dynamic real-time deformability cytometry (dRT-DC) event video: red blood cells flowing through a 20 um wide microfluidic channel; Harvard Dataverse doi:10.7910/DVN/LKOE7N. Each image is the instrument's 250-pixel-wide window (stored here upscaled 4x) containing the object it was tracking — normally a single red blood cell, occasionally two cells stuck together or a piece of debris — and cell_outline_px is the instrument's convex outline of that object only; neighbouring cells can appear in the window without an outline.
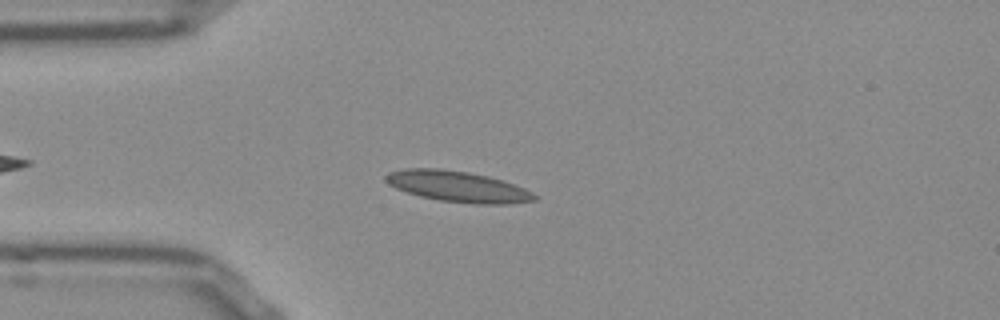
{"species": "Egyptian fruit bat (a non-hibernating species)", "species_latin": "Rousettus aegyptiacus", "temperature_condition": "room temperature", "stored_images_in_passage": 38, "camera_frame_rate_fps": 3000, "um_per_image_px": 0.085, "frame": {"image": 1, "passage_image": 7, "time_ms": 2.0, "image_size_px": [1000, 320], "cell_outline_px": [[536, 200], [508, 204], [476, 204], [440, 200], [420, 196], [396, 188], [388, 184], [384, 180], [384, 176], [388, 172], [404, 168], [440, 168], [468, 172], [488, 176], [524, 188], [532, 192], [536, 196]], "centroid_in_image_um": [38.86, 15.84], "position_along_channel_um": 46.1, "area_um2": 26.65}}
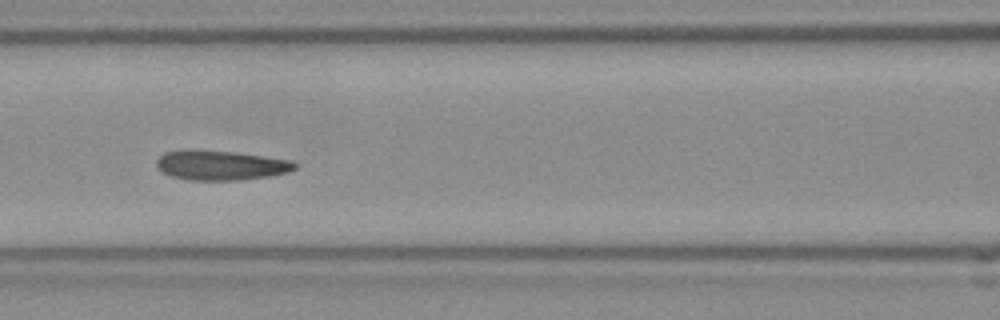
{"frame": {"image": 2, "passage_image": 16, "time_ms": 5.0, "image_size_px": [1000, 320], "cell_outline_px": [[300, 164], [296, 168], [288, 172], [268, 176], [240, 180], [188, 180], [172, 176], [164, 172], [156, 164], [156, 160], [164, 152], [236, 152], [292, 160]], "centroid_in_image_um": [18.87, 14.08], "position_along_channel_um": 147.7, "area_um2": 23.18}}
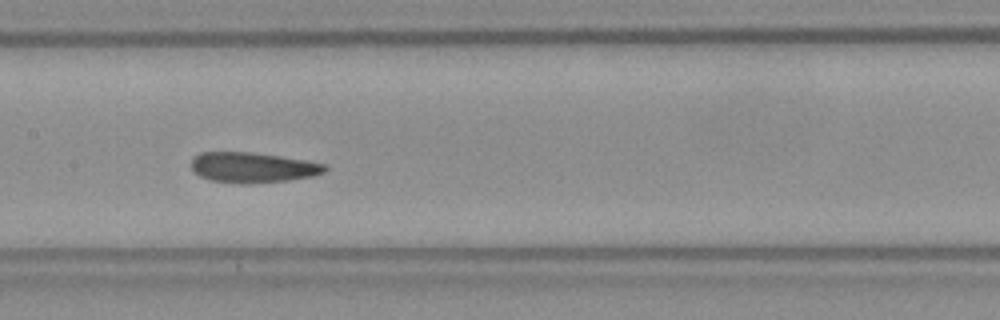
{"frame": {"image": 3, "passage_image": 19, "time_ms": 6.0, "image_size_px": [1000, 320], "cell_outline_px": [[328, 168], [324, 172], [312, 176], [288, 180], [248, 184], [244, 184], [212, 180], [200, 176], [192, 172], [192, 156], [200, 152], [252, 152], [308, 160], [328, 164]], "centroid_in_image_um": [21.49, 14.22], "position_along_channel_um": 185.9, "area_um2": 23.81}, "authors_computed_cell_mechanics": {"area_um2": 23.8136, "velocity_mm_per_s": 3.8202, "shape_relaxation_time_tau1_ms": null, "shape_relaxation_time_tau2_ms": 3.4995, "deformation_change_tau1": null, "deformation_change_tau2": 0.0809}}